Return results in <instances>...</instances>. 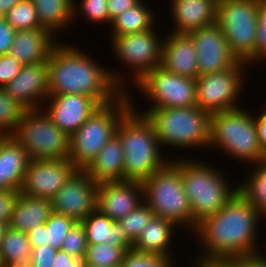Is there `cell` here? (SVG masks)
<instances>
[{"instance_id": "10", "label": "cell", "mask_w": 266, "mask_h": 267, "mask_svg": "<svg viewBox=\"0 0 266 267\" xmlns=\"http://www.w3.org/2000/svg\"><path fill=\"white\" fill-rule=\"evenodd\" d=\"M30 160L68 159L69 138L41 108L25 110L12 135Z\"/></svg>"}, {"instance_id": "19", "label": "cell", "mask_w": 266, "mask_h": 267, "mask_svg": "<svg viewBox=\"0 0 266 267\" xmlns=\"http://www.w3.org/2000/svg\"><path fill=\"white\" fill-rule=\"evenodd\" d=\"M47 74V61L23 65L15 78L3 88L26 110L42 109L49 96Z\"/></svg>"}, {"instance_id": "51", "label": "cell", "mask_w": 266, "mask_h": 267, "mask_svg": "<svg viewBox=\"0 0 266 267\" xmlns=\"http://www.w3.org/2000/svg\"><path fill=\"white\" fill-rule=\"evenodd\" d=\"M21 0H0V18H5L7 12Z\"/></svg>"}, {"instance_id": "32", "label": "cell", "mask_w": 266, "mask_h": 267, "mask_svg": "<svg viewBox=\"0 0 266 267\" xmlns=\"http://www.w3.org/2000/svg\"><path fill=\"white\" fill-rule=\"evenodd\" d=\"M128 250L108 243L88 244L83 262L94 267H118Z\"/></svg>"}, {"instance_id": "7", "label": "cell", "mask_w": 266, "mask_h": 267, "mask_svg": "<svg viewBox=\"0 0 266 267\" xmlns=\"http://www.w3.org/2000/svg\"><path fill=\"white\" fill-rule=\"evenodd\" d=\"M209 147L218 148L243 164L266 159L259 144L255 117L241 107L211 114Z\"/></svg>"}, {"instance_id": "30", "label": "cell", "mask_w": 266, "mask_h": 267, "mask_svg": "<svg viewBox=\"0 0 266 267\" xmlns=\"http://www.w3.org/2000/svg\"><path fill=\"white\" fill-rule=\"evenodd\" d=\"M251 165L253 169L244 175V182H238L237 192L266 219V159Z\"/></svg>"}, {"instance_id": "16", "label": "cell", "mask_w": 266, "mask_h": 267, "mask_svg": "<svg viewBox=\"0 0 266 267\" xmlns=\"http://www.w3.org/2000/svg\"><path fill=\"white\" fill-rule=\"evenodd\" d=\"M187 35L192 39L196 50L199 76L228 70L238 62L217 24L196 29Z\"/></svg>"}, {"instance_id": "22", "label": "cell", "mask_w": 266, "mask_h": 267, "mask_svg": "<svg viewBox=\"0 0 266 267\" xmlns=\"http://www.w3.org/2000/svg\"><path fill=\"white\" fill-rule=\"evenodd\" d=\"M29 156L12 136H0V191H20Z\"/></svg>"}, {"instance_id": "44", "label": "cell", "mask_w": 266, "mask_h": 267, "mask_svg": "<svg viewBox=\"0 0 266 267\" xmlns=\"http://www.w3.org/2000/svg\"><path fill=\"white\" fill-rule=\"evenodd\" d=\"M16 30L6 21L0 18V55L9 54Z\"/></svg>"}, {"instance_id": "3", "label": "cell", "mask_w": 266, "mask_h": 267, "mask_svg": "<svg viewBox=\"0 0 266 267\" xmlns=\"http://www.w3.org/2000/svg\"><path fill=\"white\" fill-rule=\"evenodd\" d=\"M132 108L120 120L116 135L124 152V181L143 182L164 168L170 160L163 150L151 122L141 111ZM161 148V149H160Z\"/></svg>"}, {"instance_id": "37", "label": "cell", "mask_w": 266, "mask_h": 267, "mask_svg": "<svg viewBox=\"0 0 266 267\" xmlns=\"http://www.w3.org/2000/svg\"><path fill=\"white\" fill-rule=\"evenodd\" d=\"M173 257L143 253L129 249L118 267H174Z\"/></svg>"}, {"instance_id": "47", "label": "cell", "mask_w": 266, "mask_h": 267, "mask_svg": "<svg viewBox=\"0 0 266 267\" xmlns=\"http://www.w3.org/2000/svg\"><path fill=\"white\" fill-rule=\"evenodd\" d=\"M83 259L76 258L62 250H58L53 260L52 267H83Z\"/></svg>"}, {"instance_id": "14", "label": "cell", "mask_w": 266, "mask_h": 267, "mask_svg": "<svg viewBox=\"0 0 266 267\" xmlns=\"http://www.w3.org/2000/svg\"><path fill=\"white\" fill-rule=\"evenodd\" d=\"M98 184L77 169L51 199L53 212L81 222L96 209Z\"/></svg>"}, {"instance_id": "36", "label": "cell", "mask_w": 266, "mask_h": 267, "mask_svg": "<svg viewBox=\"0 0 266 267\" xmlns=\"http://www.w3.org/2000/svg\"><path fill=\"white\" fill-rule=\"evenodd\" d=\"M77 2L74 0V21L81 13L80 16L86 18L89 23H99V24H109V14H108V0H80ZM78 3V4H77ZM81 11V12H80Z\"/></svg>"}, {"instance_id": "42", "label": "cell", "mask_w": 266, "mask_h": 267, "mask_svg": "<svg viewBox=\"0 0 266 267\" xmlns=\"http://www.w3.org/2000/svg\"><path fill=\"white\" fill-rule=\"evenodd\" d=\"M57 251L50 245H43L32 249L30 259L32 267H52Z\"/></svg>"}, {"instance_id": "29", "label": "cell", "mask_w": 266, "mask_h": 267, "mask_svg": "<svg viewBox=\"0 0 266 267\" xmlns=\"http://www.w3.org/2000/svg\"><path fill=\"white\" fill-rule=\"evenodd\" d=\"M143 0H140L135 6L129 8L118 15L111 22V32L109 36H120L133 34L154 28L155 11H152Z\"/></svg>"}, {"instance_id": "50", "label": "cell", "mask_w": 266, "mask_h": 267, "mask_svg": "<svg viewBox=\"0 0 266 267\" xmlns=\"http://www.w3.org/2000/svg\"><path fill=\"white\" fill-rule=\"evenodd\" d=\"M197 267H240L234 260H214Z\"/></svg>"}, {"instance_id": "12", "label": "cell", "mask_w": 266, "mask_h": 267, "mask_svg": "<svg viewBox=\"0 0 266 267\" xmlns=\"http://www.w3.org/2000/svg\"><path fill=\"white\" fill-rule=\"evenodd\" d=\"M156 28L120 36H110L111 49L120 65L128 66L132 83L139 82L149 71L161 66L162 38ZM124 64V65H123Z\"/></svg>"}, {"instance_id": "27", "label": "cell", "mask_w": 266, "mask_h": 267, "mask_svg": "<svg viewBox=\"0 0 266 267\" xmlns=\"http://www.w3.org/2000/svg\"><path fill=\"white\" fill-rule=\"evenodd\" d=\"M86 231L88 244L108 243L132 249L133 242L118 222L113 221L97 208L81 221Z\"/></svg>"}, {"instance_id": "35", "label": "cell", "mask_w": 266, "mask_h": 267, "mask_svg": "<svg viewBox=\"0 0 266 267\" xmlns=\"http://www.w3.org/2000/svg\"><path fill=\"white\" fill-rule=\"evenodd\" d=\"M154 216L155 214L151 208L143 201L135 210L117 222L134 243Z\"/></svg>"}, {"instance_id": "49", "label": "cell", "mask_w": 266, "mask_h": 267, "mask_svg": "<svg viewBox=\"0 0 266 267\" xmlns=\"http://www.w3.org/2000/svg\"><path fill=\"white\" fill-rule=\"evenodd\" d=\"M234 261L240 267H266V257L263 253L237 258Z\"/></svg>"}, {"instance_id": "4", "label": "cell", "mask_w": 266, "mask_h": 267, "mask_svg": "<svg viewBox=\"0 0 266 267\" xmlns=\"http://www.w3.org/2000/svg\"><path fill=\"white\" fill-rule=\"evenodd\" d=\"M189 158L181 159V178L192 210L194 231L198 223L221 210L236 194L237 184L230 185L224 172L209 162Z\"/></svg>"}, {"instance_id": "52", "label": "cell", "mask_w": 266, "mask_h": 267, "mask_svg": "<svg viewBox=\"0 0 266 267\" xmlns=\"http://www.w3.org/2000/svg\"><path fill=\"white\" fill-rule=\"evenodd\" d=\"M8 227V223L0 222V243Z\"/></svg>"}, {"instance_id": "40", "label": "cell", "mask_w": 266, "mask_h": 267, "mask_svg": "<svg viewBox=\"0 0 266 267\" xmlns=\"http://www.w3.org/2000/svg\"><path fill=\"white\" fill-rule=\"evenodd\" d=\"M264 59L266 61V0H259L255 63Z\"/></svg>"}, {"instance_id": "45", "label": "cell", "mask_w": 266, "mask_h": 267, "mask_svg": "<svg viewBox=\"0 0 266 267\" xmlns=\"http://www.w3.org/2000/svg\"><path fill=\"white\" fill-rule=\"evenodd\" d=\"M140 0H108L109 25L114 18L129 8L135 6Z\"/></svg>"}, {"instance_id": "38", "label": "cell", "mask_w": 266, "mask_h": 267, "mask_svg": "<svg viewBox=\"0 0 266 267\" xmlns=\"http://www.w3.org/2000/svg\"><path fill=\"white\" fill-rule=\"evenodd\" d=\"M76 222L68 216L53 212L46 221L47 242L55 250H61L62 242Z\"/></svg>"}, {"instance_id": "13", "label": "cell", "mask_w": 266, "mask_h": 267, "mask_svg": "<svg viewBox=\"0 0 266 267\" xmlns=\"http://www.w3.org/2000/svg\"><path fill=\"white\" fill-rule=\"evenodd\" d=\"M145 99L150 101L147 108L193 107L196 104V79L180 76L155 67L134 85Z\"/></svg>"}, {"instance_id": "9", "label": "cell", "mask_w": 266, "mask_h": 267, "mask_svg": "<svg viewBox=\"0 0 266 267\" xmlns=\"http://www.w3.org/2000/svg\"><path fill=\"white\" fill-rule=\"evenodd\" d=\"M259 0H218L216 24L232 55L248 66L255 64Z\"/></svg>"}, {"instance_id": "5", "label": "cell", "mask_w": 266, "mask_h": 267, "mask_svg": "<svg viewBox=\"0 0 266 267\" xmlns=\"http://www.w3.org/2000/svg\"><path fill=\"white\" fill-rule=\"evenodd\" d=\"M142 114L151 122L161 146H172L179 150L209 148L211 114L197 105L146 108Z\"/></svg>"}, {"instance_id": "11", "label": "cell", "mask_w": 266, "mask_h": 267, "mask_svg": "<svg viewBox=\"0 0 266 267\" xmlns=\"http://www.w3.org/2000/svg\"><path fill=\"white\" fill-rule=\"evenodd\" d=\"M246 65L238 61L228 70L198 76L196 78L197 106L210 114L239 108L238 100L247 79L244 70Z\"/></svg>"}, {"instance_id": "31", "label": "cell", "mask_w": 266, "mask_h": 267, "mask_svg": "<svg viewBox=\"0 0 266 267\" xmlns=\"http://www.w3.org/2000/svg\"><path fill=\"white\" fill-rule=\"evenodd\" d=\"M31 253L27 232L8 227L0 243V255L4 265L30 262Z\"/></svg>"}, {"instance_id": "1", "label": "cell", "mask_w": 266, "mask_h": 267, "mask_svg": "<svg viewBox=\"0 0 266 267\" xmlns=\"http://www.w3.org/2000/svg\"><path fill=\"white\" fill-rule=\"evenodd\" d=\"M261 218L264 217L236 192L221 210L197 224L192 236H196L194 240H198L203 252L195 257L196 260L193 257L195 265L191 266L261 253L257 237Z\"/></svg>"}, {"instance_id": "39", "label": "cell", "mask_w": 266, "mask_h": 267, "mask_svg": "<svg viewBox=\"0 0 266 267\" xmlns=\"http://www.w3.org/2000/svg\"><path fill=\"white\" fill-rule=\"evenodd\" d=\"M87 246L85 228L81 222H76L66 234L61 250L76 258L83 259Z\"/></svg>"}, {"instance_id": "43", "label": "cell", "mask_w": 266, "mask_h": 267, "mask_svg": "<svg viewBox=\"0 0 266 267\" xmlns=\"http://www.w3.org/2000/svg\"><path fill=\"white\" fill-rule=\"evenodd\" d=\"M20 191H0V222H10L11 214Z\"/></svg>"}, {"instance_id": "15", "label": "cell", "mask_w": 266, "mask_h": 267, "mask_svg": "<svg viewBox=\"0 0 266 267\" xmlns=\"http://www.w3.org/2000/svg\"><path fill=\"white\" fill-rule=\"evenodd\" d=\"M76 170L68 159L30 160L20 193L52 199Z\"/></svg>"}, {"instance_id": "46", "label": "cell", "mask_w": 266, "mask_h": 267, "mask_svg": "<svg viewBox=\"0 0 266 267\" xmlns=\"http://www.w3.org/2000/svg\"><path fill=\"white\" fill-rule=\"evenodd\" d=\"M28 240L31 248H37L43 245H48L47 242V225L46 223L34 227L27 232Z\"/></svg>"}, {"instance_id": "48", "label": "cell", "mask_w": 266, "mask_h": 267, "mask_svg": "<svg viewBox=\"0 0 266 267\" xmlns=\"http://www.w3.org/2000/svg\"><path fill=\"white\" fill-rule=\"evenodd\" d=\"M255 123L258 132V140L261 149L266 154V110L263 113H259L258 116L255 113Z\"/></svg>"}, {"instance_id": "25", "label": "cell", "mask_w": 266, "mask_h": 267, "mask_svg": "<svg viewBox=\"0 0 266 267\" xmlns=\"http://www.w3.org/2000/svg\"><path fill=\"white\" fill-rule=\"evenodd\" d=\"M176 227L172 221L154 216L135 240L132 249L143 253L174 257L170 247L176 234L175 231H177Z\"/></svg>"}, {"instance_id": "18", "label": "cell", "mask_w": 266, "mask_h": 267, "mask_svg": "<svg viewBox=\"0 0 266 267\" xmlns=\"http://www.w3.org/2000/svg\"><path fill=\"white\" fill-rule=\"evenodd\" d=\"M143 186L137 181L98 184L96 208L117 222L143 202Z\"/></svg>"}, {"instance_id": "33", "label": "cell", "mask_w": 266, "mask_h": 267, "mask_svg": "<svg viewBox=\"0 0 266 267\" xmlns=\"http://www.w3.org/2000/svg\"><path fill=\"white\" fill-rule=\"evenodd\" d=\"M25 108L0 88V136L13 135Z\"/></svg>"}, {"instance_id": "17", "label": "cell", "mask_w": 266, "mask_h": 267, "mask_svg": "<svg viewBox=\"0 0 266 267\" xmlns=\"http://www.w3.org/2000/svg\"><path fill=\"white\" fill-rule=\"evenodd\" d=\"M47 101L44 102L46 106L42 107L43 110L68 136L77 131L101 106L91 97L74 93L49 95Z\"/></svg>"}, {"instance_id": "6", "label": "cell", "mask_w": 266, "mask_h": 267, "mask_svg": "<svg viewBox=\"0 0 266 267\" xmlns=\"http://www.w3.org/2000/svg\"><path fill=\"white\" fill-rule=\"evenodd\" d=\"M131 90L123 92L113 102L101 105L69 138L68 160L79 170H85L102 147L116 135L122 117L132 108Z\"/></svg>"}, {"instance_id": "8", "label": "cell", "mask_w": 266, "mask_h": 267, "mask_svg": "<svg viewBox=\"0 0 266 267\" xmlns=\"http://www.w3.org/2000/svg\"><path fill=\"white\" fill-rule=\"evenodd\" d=\"M159 171L142 182L143 200L155 216L172 221L193 233V215L181 178V158L171 159Z\"/></svg>"}, {"instance_id": "21", "label": "cell", "mask_w": 266, "mask_h": 267, "mask_svg": "<svg viewBox=\"0 0 266 267\" xmlns=\"http://www.w3.org/2000/svg\"><path fill=\"white\" fill-rule=\"evenodd\" d=\"M218 0H171L172 33L188 34L216 24Z\"/></svg>"}, {"instance_id": "24", "label": "cell", "mask_w": 266, "mask_h": 267, "mask_svg": "<svg viewBox=\"0 0 266 267\" xmlns=\"http://www.w3.org/2000/svg\"><path fill=\"white\" fill-rule=\"evenodd\" d=\"M85 171L97 184L124 181V152L117 135L102 147Z\"/></svg>"}, {"instance_id": "23", "label": "cell", "mask_w": 266, "mask_h": 267, "mask_svg": "<svg viewBox=\"0 0 266 267\" xmlns=\"http://www.w3.org/2000/svg\"><path fill=\"white\" fill-rule=\"evenodd\" d=\"M59 42L45 28L16 31L9 54L22 65L48 60L53 47Z\"/></svg>"}, {"instance_id": "26", "label": "cell", "mask_w": 266, "mask_h": 267, "mask_svg": "<svg viewBox=\"0 0 266 267\" xmlns=\"http://www.w3.org/2000/svg\"><path fill=\"white\" fill-rule=\"evenodd\" d=\"M52 213L51 199L20 193L8 226L14 230L28 232L34 227L46 223Z\"/></svg>"}, {"instance_id": "41", "label": "cell", "mask_w": 266, "mask_h": 267, "mask_svg": "<svg viewBox=\"0 0 266 267\" xmlns=\"http://www.w3.org/2000/svg\"><path fill=\"white\" fill-rule=\"evenodd\" d=\"M22 66L23 65L10 54L0 55V88H3L12 81L19 73Z\"/></svg>"}, {"instance_id": "28", "label": "cell", "mask_w": 266, "mask_h": 267, "mask_svg": "<svg viewBox=\"0 0 266 267\" xmlns=\"http://www.w3.org/2000/svg\"><path fill=\"white\" fill-rule=\"evenodd\" d=\"M40 26L54 36L70 28L74 22V0H31Z\"/></svg>"}, {"instance_id": "20", "label": "cell", "mask_w": 266, "mask_h": 267, "mask_svg": "<svg viewBox=\"0 0 266 267\" xmlns=\"http://www.w3.org/2000/svg\"><path fill=\"white\" fill-rule=\"evenodd\" d=\"M169 33L162 42L161 67L171 73L196 79L199 70L192 39L187 34Z\"/></svg>"}, {"instance_id": "34", "label": "cell", "mask_w": 266, "mask_h": 267, "mask_svg": "<svg viewBox=\"0 0 266 267\" xmlns=\"http://www.w3.org/2000/svg\"><path fill=\"white\" fill-rule=\"evenodd\" d=\"M5 19L16 31L43 28L31 0H21L7 12Z\"/></svg>"}, {"instance_id": "2", "label": "cell", "mask_w": 266, "mask_h": 267, "mask_svg": "<svg viewBox=\"0 0 266 267\" xmlns=\"http://www.w3.org/2000/svg\"><path fill=\"white\" fill-rule=\"evenodd\" d=\"M74 46L61 43L60 40L53 47L47 60L49 95H86L100 105H105L123 92H129V85L122 72L99 65L98 61L92 60L82 49Z\"/></svg>"}, {"instance_id": "53", "label": "cell", "mask_w": 266, "mask_h": 267, "mask_svg": "<svg viewBox=\"0 0 266 267\" xmlns=\"http://www.w3.org/2000/svg\"><path fill=\"white\" fill-rule=\"evenodd\" d=\"M5 267H32V265L30 262H26V263L12 264Z\"/></svg>"}, {"instance_id": "54", "label": "cell", "mask_w": 266, "mask_h": 267, "mask_svg": "<svg viewBox=\"0 0 266 267\" xmlns=\"http://www.w3.org/2000/svg\"><path fill=\"white\" fill-rule=\"evenodd\" d=\"M0 267H5V265H4V262H3V260H2V257H1V255H0Z\"/></svg>"}, {"instance_id": "55", "label": "cell", "mask_w": 266, "mask_h": 267, "mask_svg": "<svg viewBox=\"0 0 266 267\" xmlns=\"http://www.w3.org/2000/svg\"><path fill=\"white\" fill-rule=\"evenodd\" d=\"M83 267H94V266L84 264Z\"/></svg>"}]
</instances>
